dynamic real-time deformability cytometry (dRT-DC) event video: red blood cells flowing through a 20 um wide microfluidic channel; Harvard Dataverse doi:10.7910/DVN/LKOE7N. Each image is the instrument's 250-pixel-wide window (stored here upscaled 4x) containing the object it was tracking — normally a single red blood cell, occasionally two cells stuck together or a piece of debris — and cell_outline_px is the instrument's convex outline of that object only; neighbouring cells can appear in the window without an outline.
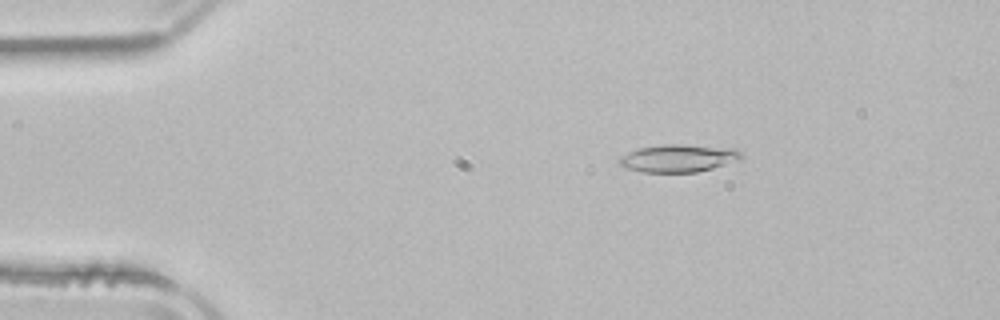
{"species": "common noctule bat (a hibernating species)", "species_latin": "Nyctalus noctula", "temperature_condition": "room temperature", "stored_images_in_passage": 52, "camera_frame_rate_fps": 3000, "um_per_image_px": 0.085, "animal": {"sex": "male", "body_mass_g": 21.5, "forearm_length_mm": 52.0}, "frame": {"image": 1, "passage_image": 9, "time_ms": 2.667, "image_size_px": [1000, 320], "cell_outline_px": [[744, 156], [740, 160], [712, 168], [696, 172], [640, 172], [624, 168], [616, 160], [620, 156], [628, 152], [640, 148], [664, 144], [680, 144], [736, 148]], "centroid_in_image_um": [57.65, 13.45], "position_along_channel_um": 27.4, "area_um2": 19.83}}
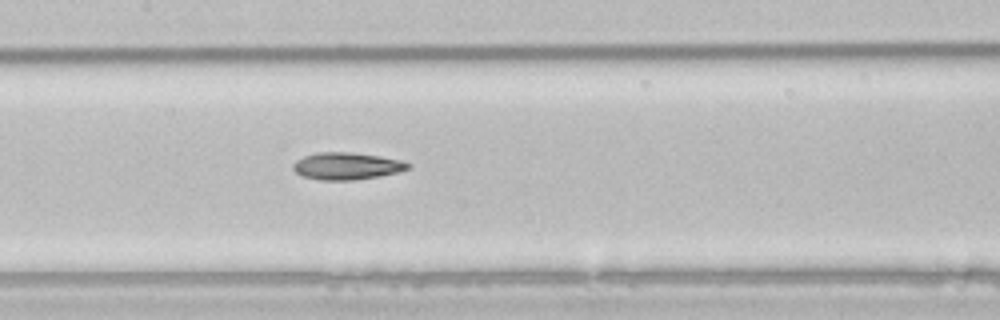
{"frame": {"image": 2, "passage_image": 25, "time_ms": 8.0, "image_size_px": [1000, 320], "cell_outline_px": [[412, 168], [400, 172], [380, 176], [352, 180], [320, 180], [304, 176], [296, 172], [292, 168], [292, 164], [296, 160], [304, 156], [320, 152], [352, 152], [400, 160], [412, 164]], "centroid_in_image_um": [29.5, 14.12], "position_along_channel_um": 177.9, "area_um2": 18.15}}
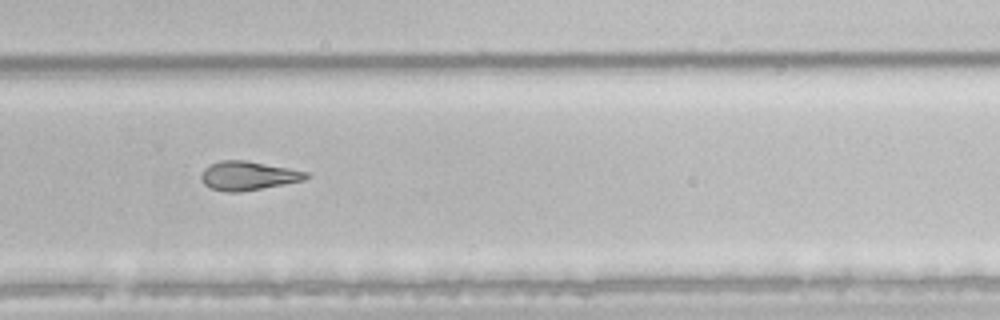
{"frame": {"image": 3, "passage_image": 35, "time_ms": 11.333, "image_size_px": [1000, 320], "cell_outline_px": [[312, 176], [304, 180], [284, 184], [240, 192], [224, 192], [208, 188], [200, 180], [200, 176], [204, 168], [220, 160], [244, 160], [288, 168], [308, 172]], "centroid_in_image_um": [21.06, 14.95], "position_along_channel_um": 308.7, "area_um2": 17.74}, "authors_computed_cell_mechanics": {"area_um2": 18.9006, "velocity_mm_per_s": 3.9435, "shape_relaxation_time_tau1_ms": 8.4895, "shape_relaxation_time_tau2_ms": 8.9803, "deformation_change_tau1": 0.2014, "deformation_change_tau2": 0.2089}}